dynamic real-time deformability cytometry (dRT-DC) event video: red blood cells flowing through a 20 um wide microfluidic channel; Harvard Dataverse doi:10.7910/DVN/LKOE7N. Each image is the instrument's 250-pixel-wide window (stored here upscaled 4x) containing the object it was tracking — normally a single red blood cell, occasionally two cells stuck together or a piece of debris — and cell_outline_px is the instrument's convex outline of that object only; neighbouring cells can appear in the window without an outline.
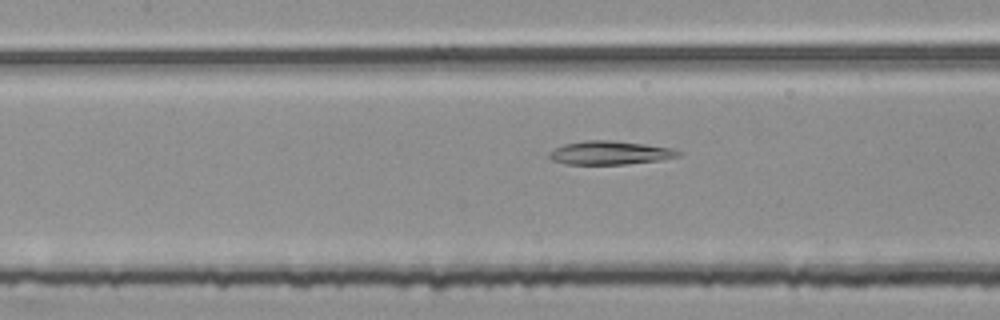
{"species": "common noctule bat (a hibernating species)", "species_latin": "Nyctalus noctula", "temperature_condition": "room temperature", "stored_images_in_passage": 42, "camera_frame_rate_fps": 3000, "um_per_image_px": 0.085, "animal": {"sex": "female", "body_mass_g": 25.1}, "frame": {"image": 1, "passage_image": 12, "time_ms": 3.667, "image_size_px": [1000, 320], "cell_outline_px": [[684, 152], [680, 156], [660, 160], [628, 164], [564, 164], [552, 160], [548, 156], [548, 152], [564, 144], [584, 140], [608, 140], [644, 144], [668, 148]], "centroid_in_image_um": [51.82, 12.99], "position_along_channel_um": 155.6, "area_um2": 17.69}}
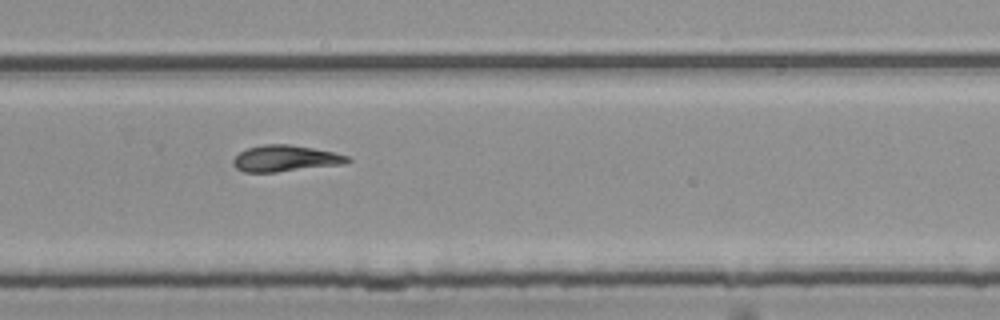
{"frame": {"image": 2, "passage_image": 24, "time_ms": 7.667, "image_size_px": [1000, 320], "cell_outline_px": [[352, 160], [344, 164], [276, 172], [244, 172], [236, 168], [232, 164], [232, 160], [240, 152], [248, 148], [264, 144], [288, 144], [312, 148], [332, 152], [348, 156]], "centroid_in_image_um": [24.23, 13.47], "position_along_channel_um": 305.6, "area_um2": 17.4}}
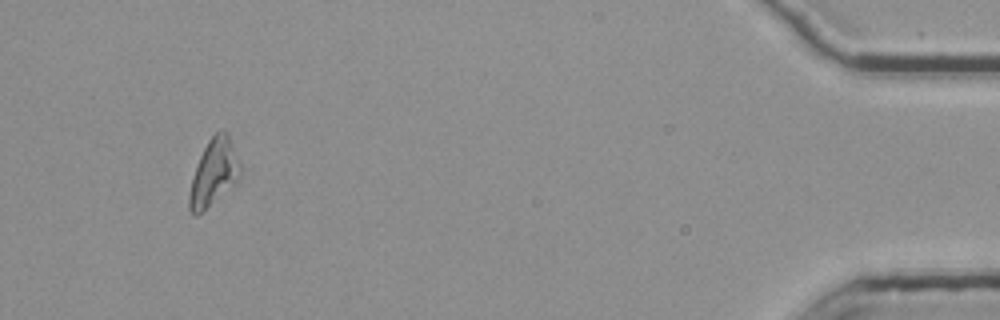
{"frame": {"image": 3, "passage_image": 39, "time_ms": 12.667, "image_size_px": [1000, 320], "cell_outline_px": [[240, 176], [236, 180], [196, 216], [188, 208], [188, 196], [192, 176], [200, 156], [208, 140], [220, 128], [224, 128], [228, 132], [240, 168]], "centroid_in_image_um": [18.13, 14.6], "position_along_channel_um": 417.1, "area_um2": 19.02}, "authors_computed_cell_mechanics": {"area_um2": 18.3515, "velocity_mm_per_s": 3.767, "shape_relaxation_time_tau1_ms": null, "shape_relaxation_time_tau2_ms": 6.4442, "deformation_change_tau1": null, "deformation_change_tau2": 0.1456}}